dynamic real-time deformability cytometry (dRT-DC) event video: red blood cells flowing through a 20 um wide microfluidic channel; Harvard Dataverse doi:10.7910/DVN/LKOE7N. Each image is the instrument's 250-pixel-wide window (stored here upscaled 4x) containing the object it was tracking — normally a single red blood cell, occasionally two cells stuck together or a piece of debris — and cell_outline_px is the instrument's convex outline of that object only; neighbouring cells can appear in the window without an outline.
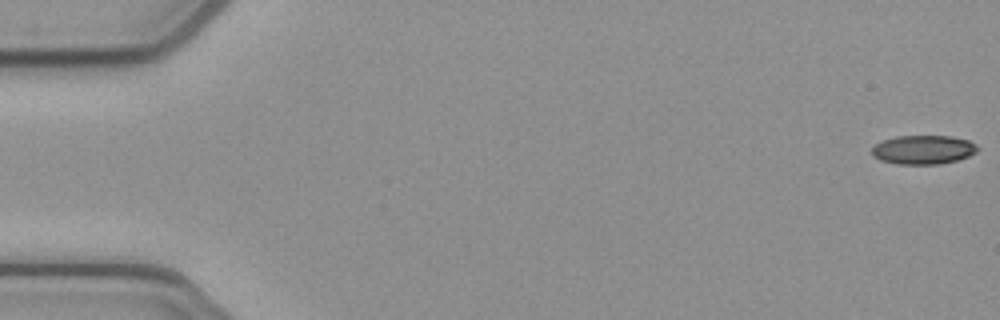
{"species": "common noctule bat (a hibernating species)", "species_latin": "Nyctalus noctula", "temperature_condition": "cold", "stored_images_in_passage": 12, "camera_frame_rate_fps": 3000, "um_per_image_px": 0.085, "animal": {"sex": "female", "body_mass_g": 21.9}, "frame": {"image": 1, "passage_image": 1, "time_ms": 0.0, "image_size_px": [1000, 320], "cell_outline_px": [[980, 148], [976, 152], [968, 156], [956, 160], [940, 164], [896, 164], [880, 160], [872, 156], [872, 148], [876, 144], [884, 140], [896, 136], [952, 136], [968, 140], [976, 144]], "centroid_in_image_um": [78.48, 12.72], "position_along_channel_um": 6.5, "area_um2": 17.86}}